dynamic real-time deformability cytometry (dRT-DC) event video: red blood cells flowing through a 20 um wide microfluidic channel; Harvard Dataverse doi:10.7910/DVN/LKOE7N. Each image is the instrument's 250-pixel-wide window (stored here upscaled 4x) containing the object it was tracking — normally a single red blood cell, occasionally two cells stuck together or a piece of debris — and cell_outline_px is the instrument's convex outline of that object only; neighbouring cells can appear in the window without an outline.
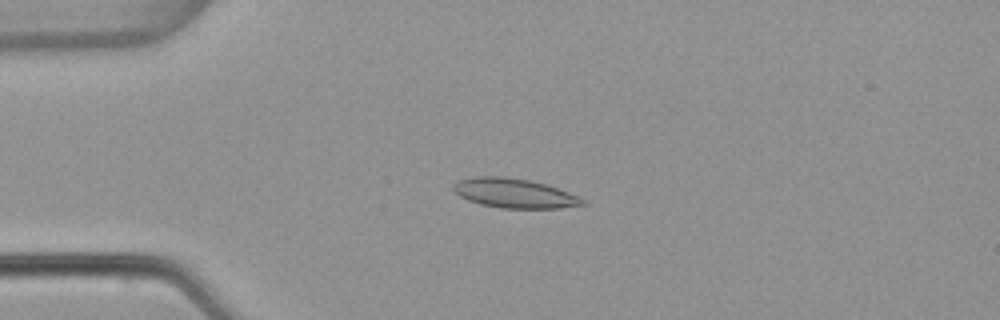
{"species": "common noctule bat (a hibernating species)", "species_latin": "Nyctalus noctula", "temperature_condition": "warm", "stored_images_in_passage": 53, "camera_frame_rate_fps": 3000, "um_per_image_px": 0.085, "animal": {"sex": "female", "body_mass_g": 22.7, "forearm_length_mm": 54.2}, "frame": {"image": 1, "passage_image": 13, "time_ms": 4.0, "image_size_px": [1000, 320], "cell_outline_px": [[588, 204], [560, 208], [500, 208], [480, 204], [468, 200], [460, 196], [452, 188], [460, 180], [476, 176], [504, 176], [528, 180], [548, 184], [568, 192], [584, 200]], "centroid_in_image_um": [43.74, 16.43], "position_along_channel_um": 41.3, "area_um2": 22.02}}
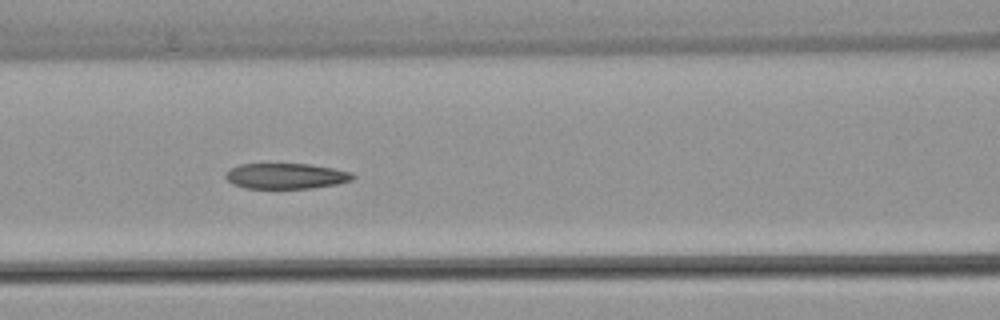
{"frame": {"image": 2, "passage_image": 23, "time_ms": 7.333, "image_size_px": [1000, 320], "cell_outline_px": [[356, 176], [352, 180], [336, 184], [312, 188], [244, 188], [232, 184], [224, 176], [228, 168], [240, 164], [308, 164], [332, 168], [352, 172]], "centroid_in_image_um": [24.28, 14.96], "position_along_channel_um": 142.3, "area_um2": 19.02}}
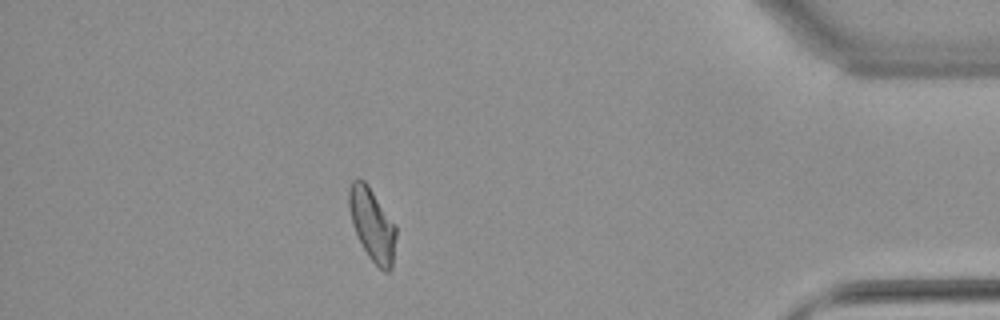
{"frame": {"image": 3, "passage_image": 47, "time_ms": 15.333, "image_size_px": [1000, 320], "cell_outline_px": [[396, 236], [392, 268], [388, 272], [384, 272], [368, 256], [352, 224], [348, 204], [348, 188], [352, 180], [364, 180], [368, 184], [396, 224]], "centroid_in_image_um": [31.65, 19.06], "position_along_channel_um": 403.6, "area_um2": 19.94}, "authors_computed_cell_mechanics": {"area_um2": 20.3456, "velocity_mm_per_s": 3.8412, "shape_relaxation_time_tau1_ms": null, "shape_relaxation_time_tau2_ms": 4.2601, "deformation_change_tau1": null, "deformation_change_tau2": 0.1078}}